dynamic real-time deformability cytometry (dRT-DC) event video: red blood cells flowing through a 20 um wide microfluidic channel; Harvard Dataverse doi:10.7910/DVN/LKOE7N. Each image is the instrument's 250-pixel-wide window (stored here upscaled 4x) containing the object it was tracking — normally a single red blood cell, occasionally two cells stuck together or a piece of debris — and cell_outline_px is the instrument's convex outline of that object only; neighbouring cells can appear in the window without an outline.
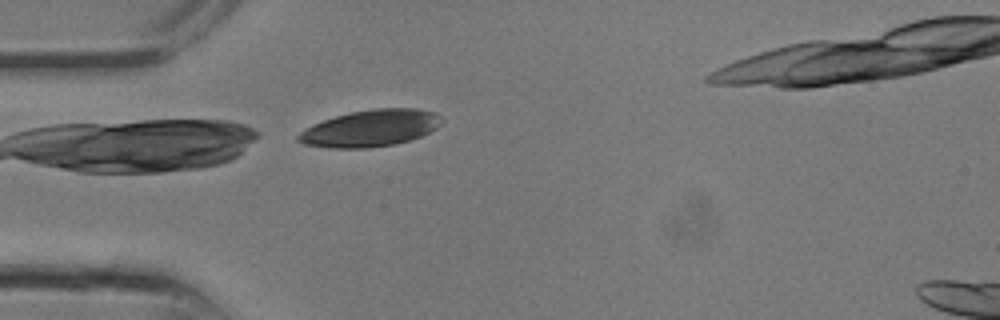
{"species": "common noctule bat (a hibernating species)", "species_latin": "Nyctalus noctula", "temperature_condition": "room temperature", "stored_images_in_passage": 3, "camera_frame_rate_fps": 3000, "um_per_image_px": 0.085, "animal": {"sex": "male", "body_mass_g": 13.3}, "frame": {"image": 1, "passage_image": 1, "time_ms": 0.0, "image_size_px": [1000, 320], "cell_outline_px": [[440, 124], [436, 128], [420, 136], [396, 144], [368, 148], [328, 148], [304, 144], [296, 140], [296, 136], [304, 128], [312, 124], [336, 116], [352, 112], [376, 108], [416, 108], [432, 112], [440, 116]], "centroid_in_image_um": [31.43, 10.91], "position_along_channel_um": 53.6, "area_um2": 30.52}}
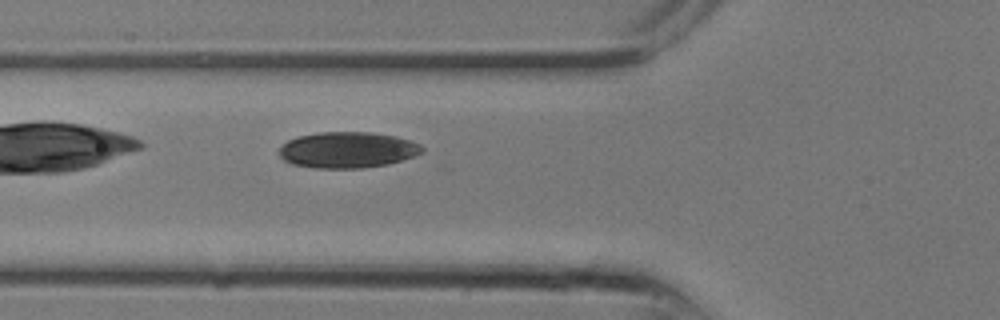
{"frame": {"image": 2, "passage_image": 3, "time_ms": 0.667, "image_size_px": [1000, 320], "cell_outline_px": [[424, 152], [388, 164], [360, 168], [316, 168], [292, 164], [284, 160], [280, 156], [280, 148], [288, 140], [300, 136], [320, 132], [372, 132], [396, 136], [420, 144], [424, 148]], "centroid_in_image_um": [29.55, 12.74], "position_along_channel_um": 96.3, "area_um2": 29.82}}